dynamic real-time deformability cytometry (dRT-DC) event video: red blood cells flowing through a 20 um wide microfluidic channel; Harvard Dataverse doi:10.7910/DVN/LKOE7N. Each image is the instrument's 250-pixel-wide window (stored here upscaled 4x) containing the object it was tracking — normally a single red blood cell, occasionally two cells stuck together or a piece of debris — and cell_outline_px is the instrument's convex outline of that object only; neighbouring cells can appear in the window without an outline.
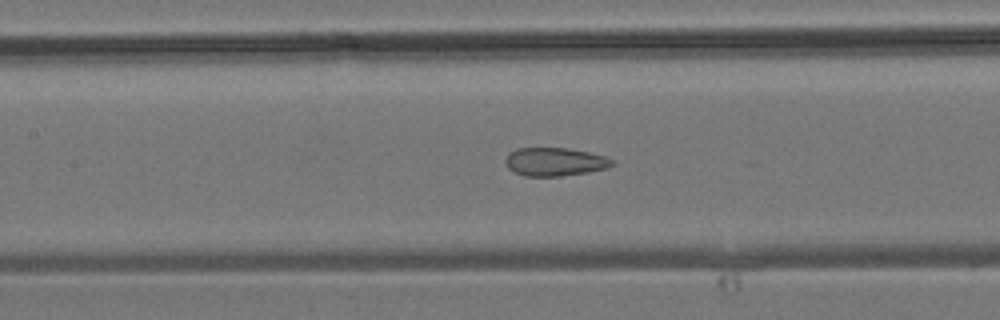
{"species": "common noctule bat (a hibernating species)", "species_latin": "Nyctalus noctula", "temperature_condition": "room temperature", "stored_images_in_passage": 20, "camera_frame_rate_fps": 3000, "um_per_image_px": 0.085, "animal": {"sex": "male", "body_mass_g": 19.2, "forearm_length_mm": 51.8}, "frame": {"image": 1, "passage_image": 14, "time_ms": 4.333, "image_size_px": [1000, 320], "cell_outline_px": [[616, 164], [608, 168], [588, 172], [560, 176], [524, 176], [508, 168], [504, 160], [508, 152], [516, 148], [568, 148], [608, 156]], "centroid_in_image_um": [47.17, 13.74], "position_along_channel_um": 160.2, "area_um2": 17.8}}
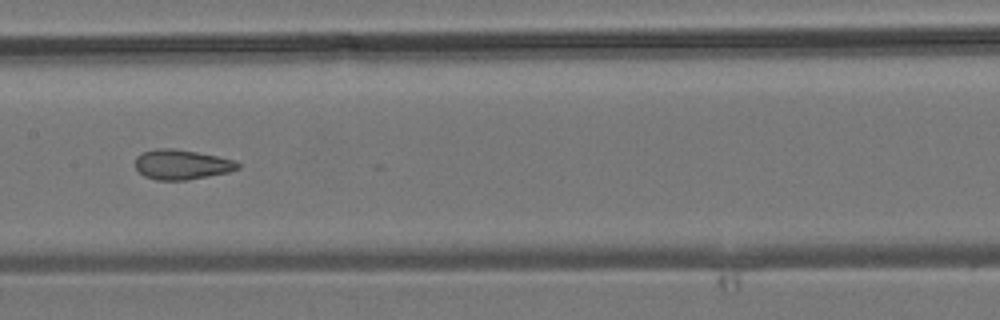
{"frame": {"image": 2, "passage_image": 16, "time_ms": 5.0, "image_size_px": [1000, 320], "cell_outline_px": [[240, 168], [228, 172], [184, 180], [156, 180], [144, 176], [136, 168], [136, 156], [144, 152], [156, 148], [176, 148], [236, 160], [240, 164]], "centroid_in_image_um": [15.44, 13.98], "position_along_channel_um": 192.0, "area_um2": 17.74}}
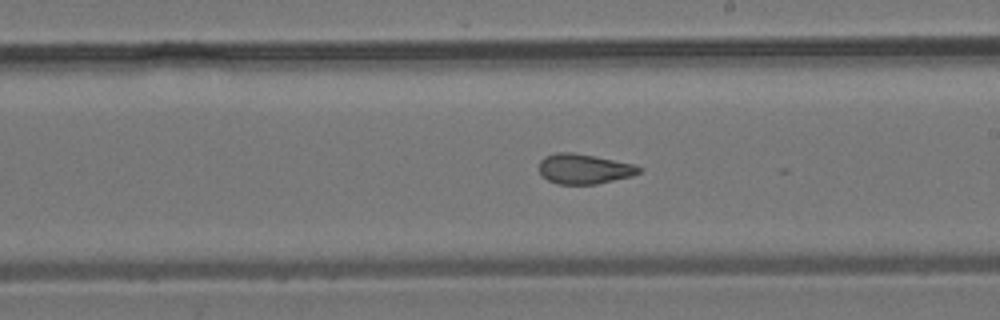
{"frame": {"image": 3, "passage_image": 19, "time_ms": 6.0, "image_size_px": [1000, 320], "cell_outline_px": [[644, 168], [640, 172], [632, 176], [596, 184], [560, 184], [548, 180], [540, 176], [540, 160], [544, 156], [556, 152], [572, 152], [632, 164]], "centroid_in_image_um": [49.62, 14.36], "position_along_channel_um": 239.4, "area_um2": 17.34}}